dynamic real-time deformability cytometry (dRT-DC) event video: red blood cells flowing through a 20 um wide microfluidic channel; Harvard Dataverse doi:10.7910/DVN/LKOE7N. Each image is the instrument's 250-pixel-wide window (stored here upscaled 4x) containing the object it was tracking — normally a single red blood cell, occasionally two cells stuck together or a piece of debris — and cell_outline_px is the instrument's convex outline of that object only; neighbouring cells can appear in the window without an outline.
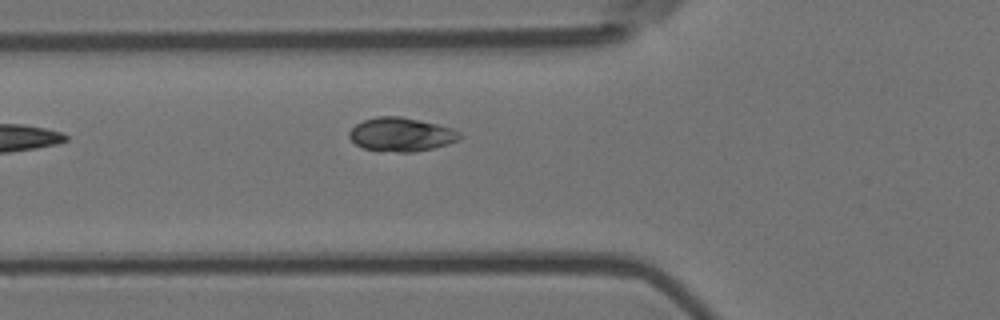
{"species": "Egyptian fruit bat (a non-hibernating species)", "species_latin": "Rousettus aegyptiacus", "temperature_condition": "room temperature", "stored_images_in_passage": 4, "camera_frame_rate_fps": 3000, "um_per_image_px": 0.085, "animal": {"sex": "female"}, "frame": {"image": 1, "passage_image": 4, "time_ms": 1.0, "image_size_px": [1000, 320], "cell_outline_px": [[464, 136], [448, 144], [432, 148], [412, 152], [396, 152], [364, 148], [356, 144], [348, 136], [348, 132], [356, 124], [364, 120], [376, 116], [400, 116], [436, 124], [452, 128], [460, 132]], "centroid_in_image_um": [34.1, 11.42], "position_along_channel_um": 91.7, "area_um2": 21.56}}